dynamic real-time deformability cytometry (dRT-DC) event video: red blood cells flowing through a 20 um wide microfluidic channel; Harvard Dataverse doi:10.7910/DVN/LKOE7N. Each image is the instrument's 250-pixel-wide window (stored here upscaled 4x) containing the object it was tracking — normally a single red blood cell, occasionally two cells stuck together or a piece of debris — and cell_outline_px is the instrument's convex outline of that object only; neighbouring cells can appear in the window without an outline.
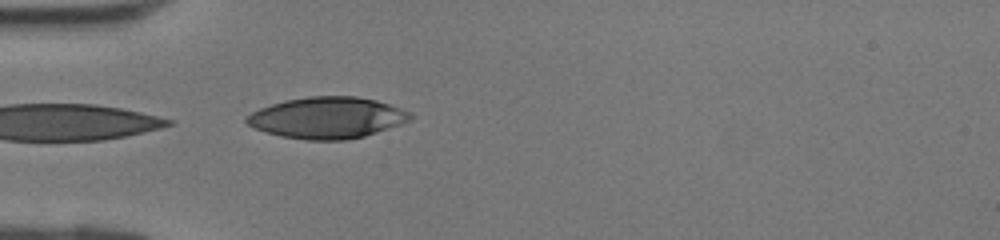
{"species": "human", "species_latin": "Homo sapiens", "temperature_condition": "room temperature", "stored_images_in_passage": 12, "camera_frame_rate_fps": 3000, "um_per_image_px": 0.085, "donor": {"sex": "female"}, "frame": {"image": 1, "passage_image": 12, "time_ms": 3.667, "image_size_px": [1000, 240], "cell_outline_px": [[412, 120], [364, 136], [344, 140], [308, 140], [280, 136], [256, 128], [248, 124], [244, 120], [252, 112], [260, 108], [284, 100], [308, 96], [356, 96], [376, 100], [412, 112]], "centroid_in_image_um": [27.83, 10.0], "position_along_channel_um": 57.2, "area_um2": 39.25}}